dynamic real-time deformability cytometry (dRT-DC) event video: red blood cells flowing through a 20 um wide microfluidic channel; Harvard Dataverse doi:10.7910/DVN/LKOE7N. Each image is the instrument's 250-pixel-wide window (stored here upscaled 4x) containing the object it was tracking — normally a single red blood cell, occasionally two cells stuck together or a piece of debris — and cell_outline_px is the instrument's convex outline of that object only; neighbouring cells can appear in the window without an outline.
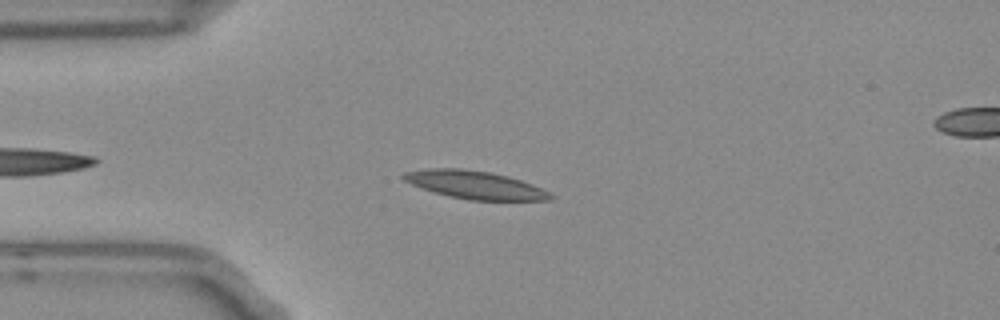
{"species": "Egyptian fruit bat (a non-hibernating species)", "species_latin": "Rousettus aegyptiacus", "temperature_condition": "room temperature", "stored_images_in_passage": 38, "camera_frame_rate_fps": 3000, "um_per_image_px": 0.085, "frame": {"image": 1, "passage_image": 6, "time_ms": 1.667, "image_size_px": [1000, 320], "cell_outline_px": [[556, 196], [552, 200], [468, 200], [448, 196], [412, 184], [404, 180], [400, 176], [404, 172], [432, 168], [460, 168], [488, 172], [508, 176], [532, 184]], "centroid_in_image_um": [40.39, 15.72], "position_along_channel_um": 44.6, "area_um2": 23.7}}
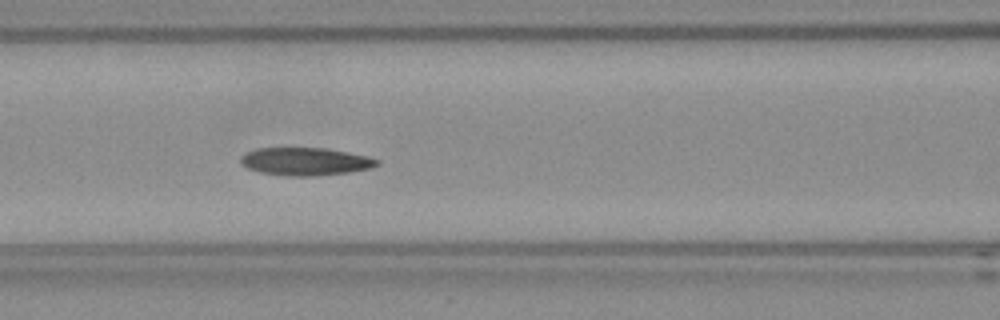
{"frame": {"image": 2, "passage_image": 15, "time_ms": 4.667, "image_size_px": [1000, 320], "cell_outline_px": [[380, 164], [372, 168], [348, 172], [316, 176], [284, 176], [260, 172], [248, 168], [240, 164], [240, 156], [256, 148], [324, 148], [348, 152], [380, 160]], "centroid_in_image_um": [25.94, 13.73], "position_along_channel_um": 140.7, "area_um2": 22.14}}
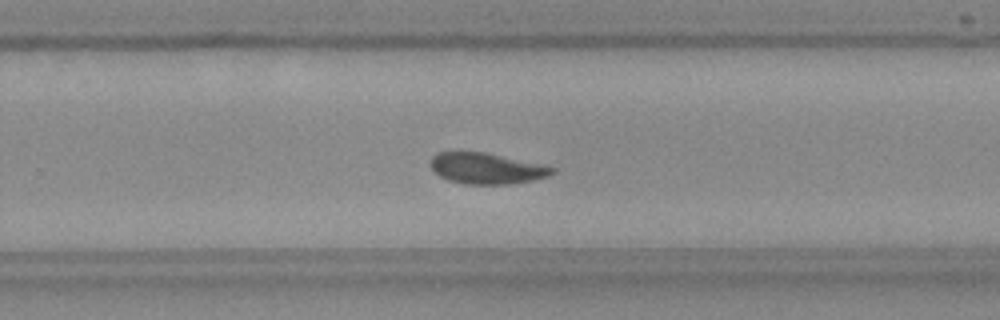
{"frame": {"image": 3, "passage_image": 27, "time_ms": 8.667, "image_size_px": [1000, 320], "cell_outline_px": [[556, 168], [548, 176], [532, 180], [508, 184], [464, 184], [448, 180], [440, 176], [432, 168], [432, 156], [436, 152], [484, 152]], "centroid_in_image_um": [41.31, 14.32], "position_along_channel_um": 288.5, "area_um2": 21.44}, "authors_computed_cell_mechanics": {"area_um2": 22.253, "velocity_mm_per_s": 3.7058, "shape_relaxation_time_tau1_ms": 8.8303, "shape_relaxation_time_tau2_ms": 2.0586, "deformation_change_tau1": 0.205, "deformation_change_tau2": 0.0794}}